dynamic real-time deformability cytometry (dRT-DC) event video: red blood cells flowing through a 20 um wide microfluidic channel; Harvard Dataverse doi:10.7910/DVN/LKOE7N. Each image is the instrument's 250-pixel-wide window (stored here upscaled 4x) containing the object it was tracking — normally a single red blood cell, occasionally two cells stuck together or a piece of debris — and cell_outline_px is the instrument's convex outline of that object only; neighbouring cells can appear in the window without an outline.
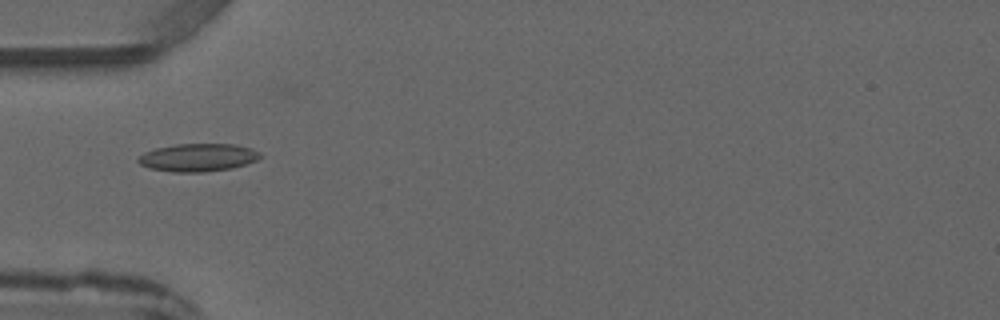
{"species": "common noctule bat (a hibernating species)", "species_latin": "Nyctalus noctula", "temperature_condition": "warm", "stored_images_in_passage": 5, "camera_frame_rate_fps": 3000, "um_per_image_px": 0.085, "animal": {"sex": "male", "forearm_length_mm": 52.5}, "frame": {"image": 1, "passage_image": 4, "time_ms": 4.333, "image_size_px": [1000, 320], "cell_outline_px": [[260, 156], [256, 160], [232, 168], [204, 172], [172, 172], [148, 168], [140, 164], [136, 160], [144, 152], [156, 148], [176, 144], [236, 144], [252, 148], [260, 152]], "centroid_in_image_um": [16.81, 13.38], "position_along_channel_um": 68.2, "area_um2": 19.83}}
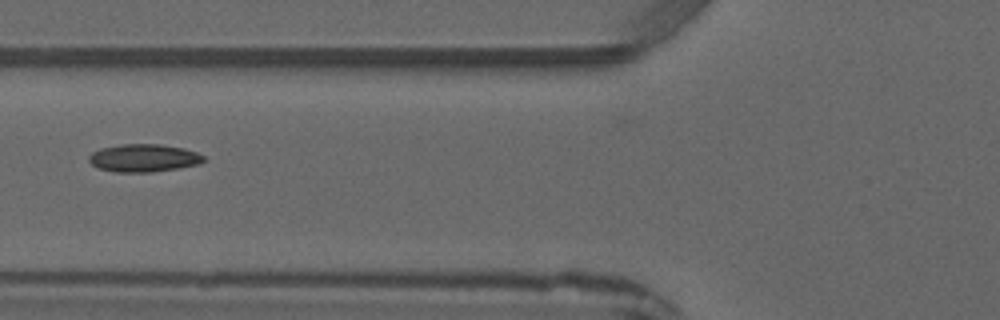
{"frame": {"image": 2, "passage_image": 5, "time_ms": 5.333, "image_size_px": [1000, 320], "cell_outline_px": [[204, 160], [200, 164], [152, 172], [116, 172], [96, 168], [88, 160], [88, 156], [92, 152], [100, 148], [120, 144], [160, 144], [184, 148], [196, 152], [204, 156]], "centroid_in_image_um": [12.18, 13.42], "position_along_channel_um": 113.6, "area_um2": 18.67}}